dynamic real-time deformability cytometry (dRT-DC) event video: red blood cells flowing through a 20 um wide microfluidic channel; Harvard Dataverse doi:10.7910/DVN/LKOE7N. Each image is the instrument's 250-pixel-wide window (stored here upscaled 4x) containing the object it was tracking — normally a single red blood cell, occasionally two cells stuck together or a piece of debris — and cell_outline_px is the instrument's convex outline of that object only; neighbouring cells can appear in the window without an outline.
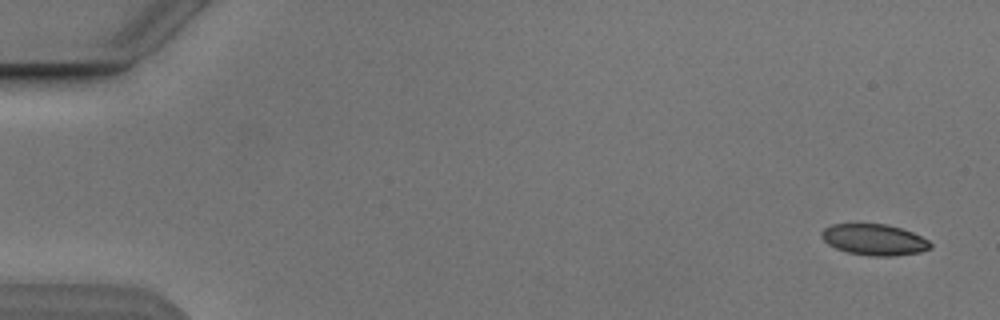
{"species": "Egyptian fruit bat (a non-hibernating species)", "species_latin": "Rousettus aegyptiacus", "temperature_condition": "cold", "stored_images_in_passage": 4, "camera_frame_rate_fps": 3000, "um_per_image_px": 0.085, "animal": {"sex": "male"}, "frame": {"image": 1, "passage_image": 1, "time_ms": 0.0, "image_size_px": [1000, 320], "cell_outline_px": [[932, 248], [920, 252], [892, 256], [868, 256], [848, 252], [836, 248], [828, 244], [820, 236], [820, 232], [824, 228], [832, 224], [888, 224], [912, 232], [928, 240], [932, 244]], "centroid_in_image_um": [74.3, 20.37], "position_along_channel_um": 10.7, "area_um2": 19.77}}
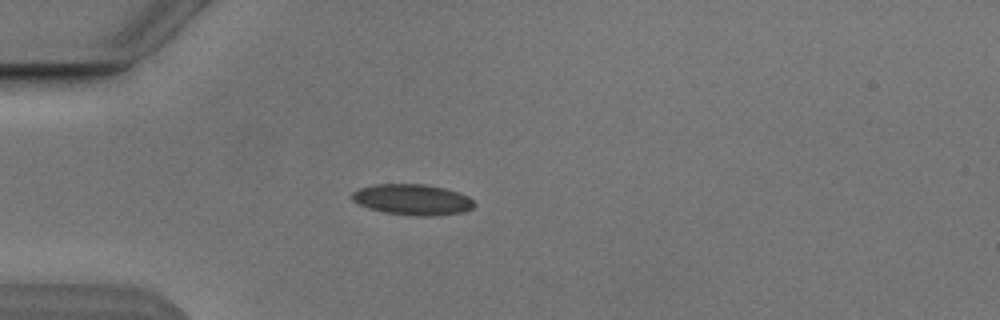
{"frame": {"image": 2, "passage_image": 4, "time_ms": 4.333, "image_size_px": [1000, 320], "cell_outline_px": [[476, 204], [472, 208], [464, 212], [440, 216], [412, 216], [384, 212], [368, 208], [352, 200], [352, 192], [360, 188], [372, 184], [424, 184], [444, 188], [460, 192], [468, 196]], "centroid_in_image_um": [35.09, 16.97], "position_along_channel_um": 49.9, "area_um2": 22.2}}